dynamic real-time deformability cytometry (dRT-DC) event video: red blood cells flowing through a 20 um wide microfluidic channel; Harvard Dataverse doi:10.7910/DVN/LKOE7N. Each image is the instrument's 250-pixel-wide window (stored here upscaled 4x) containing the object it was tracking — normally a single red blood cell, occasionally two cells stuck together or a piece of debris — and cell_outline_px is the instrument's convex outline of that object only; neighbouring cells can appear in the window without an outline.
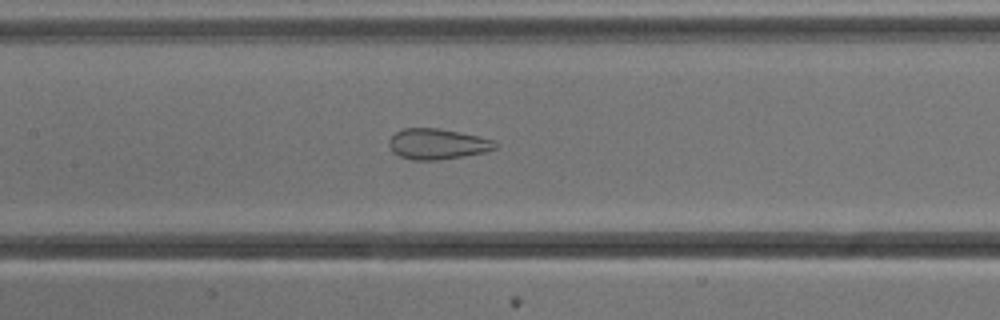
{"species": "common noctule bat (a hibernating species)", "species_latin": "Nyctalus noctula", "temperature_condition": "cold", "stored_images_in_passage": 25, "camera_frame_rate_fps": 3000, "um_per_image_px": 0.085, "animal": {"sex": "male", "body_mass_g": 13.3}, "frame": {"image": 1, "passage_image": 15, "time_ms": 4.667, "image_size_px": [1000, 320], "cell_outline_px": [[500, 144], [496, 148], [484, 152], [464, 156], [440, 160], [412, 160], [400, 156], [392, 152], [388, 144], [388, 140], [396, 132], [404, 128], [440, 128], [480, 136], [496, 140]], "centroid_in_image_um": [37.21, 12.24], "position_along_channel_um": 170.2, "area_um2": 19.25}}